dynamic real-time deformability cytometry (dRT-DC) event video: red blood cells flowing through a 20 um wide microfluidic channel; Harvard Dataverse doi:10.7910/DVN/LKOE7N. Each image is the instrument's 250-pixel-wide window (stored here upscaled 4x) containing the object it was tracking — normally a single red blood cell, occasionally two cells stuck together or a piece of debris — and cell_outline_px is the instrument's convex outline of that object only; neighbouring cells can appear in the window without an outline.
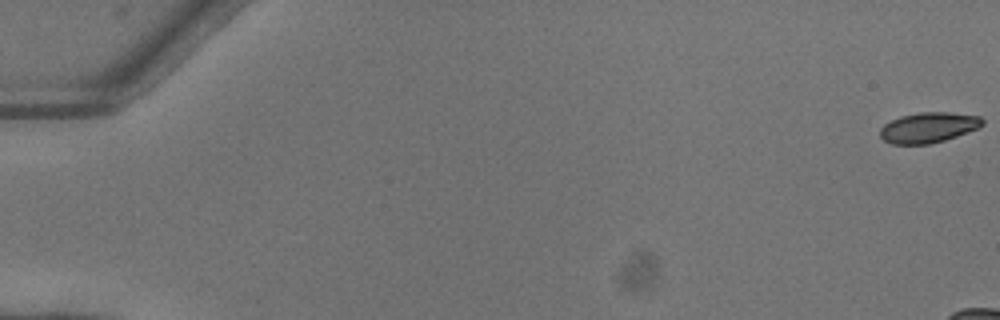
{"species": "common noctule bat (a hibernating species)", "species_latin": "Nyctalus noctula", "temperature_condition": "warm", "stored_images_in_passage": 8, "camera_frame_rate_fps": 3000, "um_per_image_px": 0.085, "animal": {"sex": "female"}, "frame": {"image": 1, "passage_image": 1, "time_ms": 0.0, "image_size_px": [1000, 320], "cell_outline_px": [[984, 124], [976, 128], [956, 136], [944, 140], [928, 144], [892, 144], [884, 140], [880, 136], [880, 128], [884, 124], [900, 116], [920, 112], [948, 112], [980, 116], [984, 120]], "centroid_in_image_um": [78.9, 10.83], "position_along_channel_um": 6.1, "area_um2": 17.98}}